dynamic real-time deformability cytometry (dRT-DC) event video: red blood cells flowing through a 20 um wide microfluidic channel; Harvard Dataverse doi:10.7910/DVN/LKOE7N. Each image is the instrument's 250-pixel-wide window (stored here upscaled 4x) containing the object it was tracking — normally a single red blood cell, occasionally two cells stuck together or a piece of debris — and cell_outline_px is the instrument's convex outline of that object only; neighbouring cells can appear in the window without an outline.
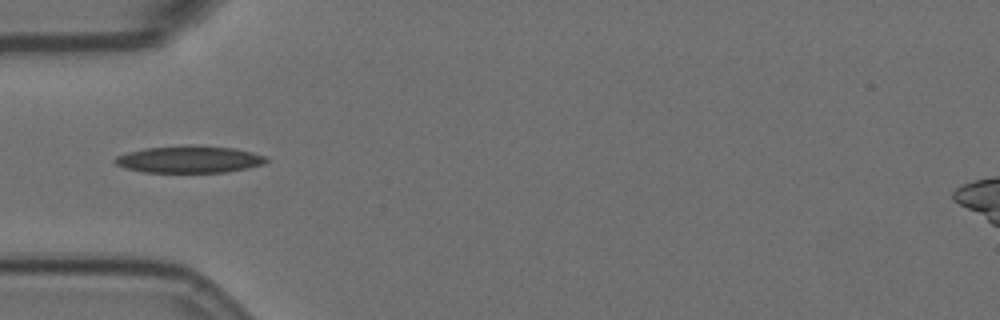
{"species": "Egyptian fruit bat (a non-hibernating species)", "species_latin": "Rousettus aegyptiacus", "temperature_condition": "room temperature", "stored_images_in_passage": 7, "camera_frame_rate_fps": 3000, "um_per_image_px": 0.085, "animal": {"sex": "female"}, "frame": {"image": 1, "passage_image": 1, "time_ms": 0.0, "image_size_px": [1000, 320], "cell_outline_px": [[268, 160], [264, 164], [248, 168], [228, 172], [144, 172], [124, 168], [116, 164], [112, 160], [116, 156], [128, 152], [148, 148], [232, 148], [252, 152], [264, 156]], "centroid_in_image_um": [16.08, 13.6], "position_along_channel_um": 68.9, "area_um2": 22.66}}
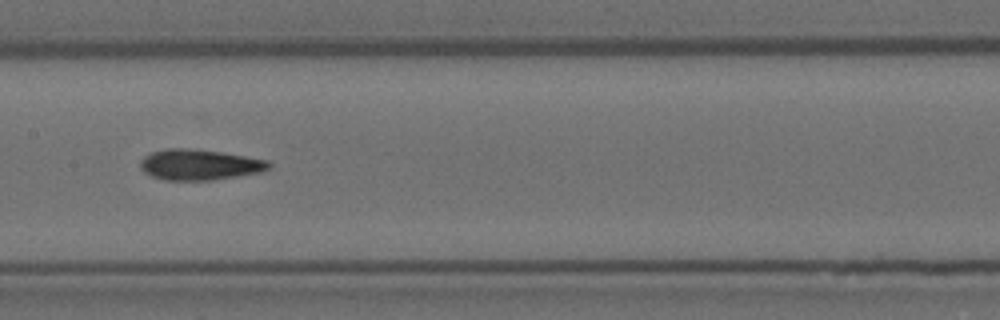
{"frame": {"image": 2, "passage_image": 4, "time_ms": 3.333, "image_size_px": [1000, 320], "cell_outline_px": [[272, 168], [260, 172], [240, 176], [212, 180], [164, 180], [152, 176], [144, 172], [140, 168], [140, 160], [144, 156], [152, 152], [168, 148], [180, 148], [220, 152], [268, 160], [272, 164]], "centroid_in_image_um": [16.97, 14.01], "position_along_channel_um": 190.4, "area_um2": 22.95}}
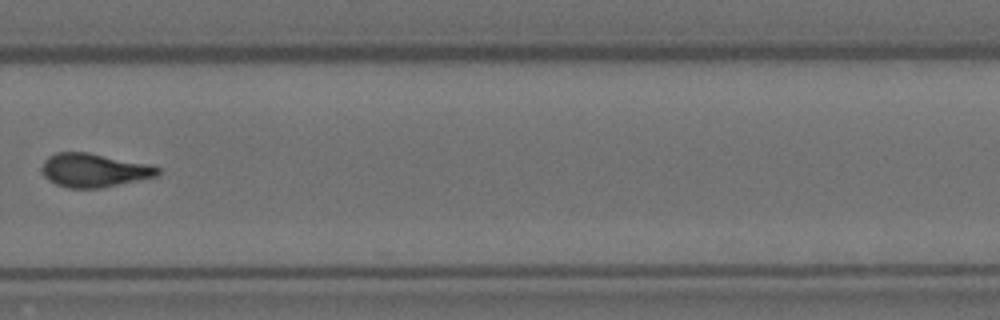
{"frame": {"image": 3, "passage_image": 7, "time_ms": 7.0, "image_size_px": [1000, 320], "cell_outline_px": [[160, 172], [156, 176], [100, 188], [68, 188], [56, 184], [48, 180], [44, 176], [44, 160], [48, 156], [56, 152], [88, 152], [148, 164], [160, 168]], "centroid_in_image_um": [7.98, 14.47], "position_along_channel_um": 321.8, "area_um2": 22.43}}